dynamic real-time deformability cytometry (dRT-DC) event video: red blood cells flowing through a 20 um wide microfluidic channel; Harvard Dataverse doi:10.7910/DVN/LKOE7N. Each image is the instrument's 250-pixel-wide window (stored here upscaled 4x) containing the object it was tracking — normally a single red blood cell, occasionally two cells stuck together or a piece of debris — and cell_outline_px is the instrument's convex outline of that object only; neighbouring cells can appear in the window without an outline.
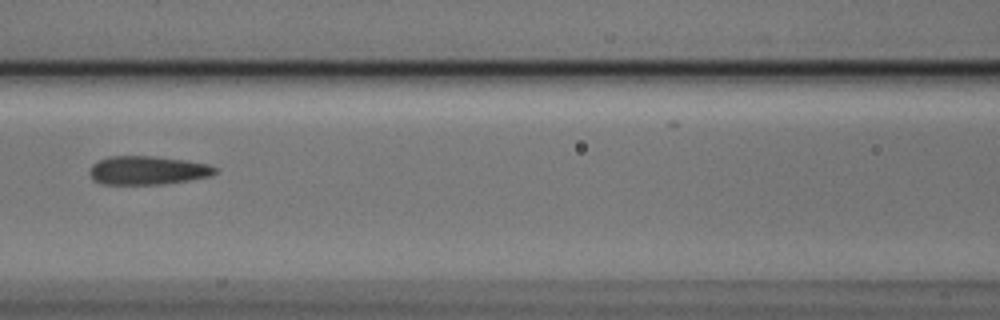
{"species": "Egyptian fruit bat (a non-hibernating species)", "species_latin": "Rousettus aegyptiacus", "temperature_condition": "cold", "stored_images_in_passage": 3, "camera_frame_rate_fps": 3000, "um_per_image_px": 0.085, "animal": {"sex": "male"}, "frame": {"image": 1, "passage_image": 3, "time_ms": 0.667, "image_size_px": [1000, 320], "cell_outline_px": [[216, 172], [208, 176], [188, 180], [164, 184], [100, 184], [92, 180], [88, 172], [92, 164], [108, 156], [152, 156], [184, 160], [208, 164], [216, 168]], "centroid_in_image_um": [12.47, 14.48], "position_along_channel_um": 154.1, "area_um2": 20.87}}